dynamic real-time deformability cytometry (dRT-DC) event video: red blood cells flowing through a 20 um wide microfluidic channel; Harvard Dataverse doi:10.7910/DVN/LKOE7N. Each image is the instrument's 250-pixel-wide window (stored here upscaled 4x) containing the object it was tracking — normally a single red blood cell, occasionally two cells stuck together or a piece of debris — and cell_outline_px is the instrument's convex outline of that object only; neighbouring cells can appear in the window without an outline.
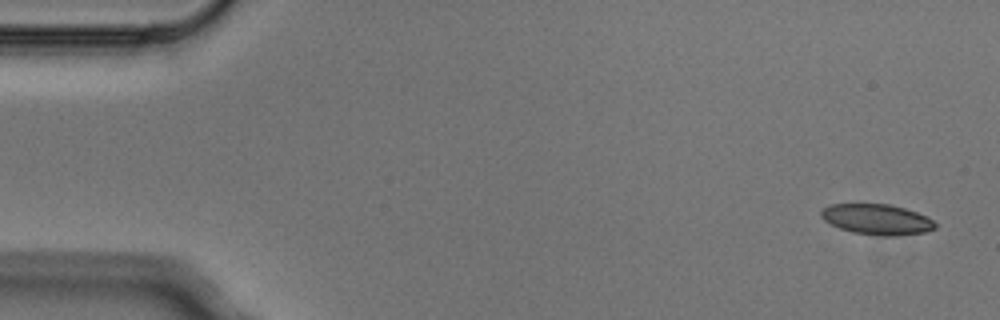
{"species": "Egyptian fruit bat (a non-hibernating species)", "species_latin": "Rousettus aegyptiacus", "temperature_condition": "cold", "stored_images_in_passage": 7, "camera_frame_rate_fps": 3000, "um_per_image_px": 0.085, "animal": {"sex": "male"}, "frame": {"image": 1, "passage_image": 1, "time_ms": 0.0, "image_size_px": [1000, 320], "cell_outline_px": [[936, 228], [924, 232], [896, 236], [880, 236], [852, 232], [840, 228], [824, 220], [820, 216], [820, 212], [824, 208], [832, 204], [892, 204], [928, 216], [936, 224]], "centroid_in_image_um": [74.55, 18.65], "position_along_channel_um": 10.4, "area_um2": 20.29}}
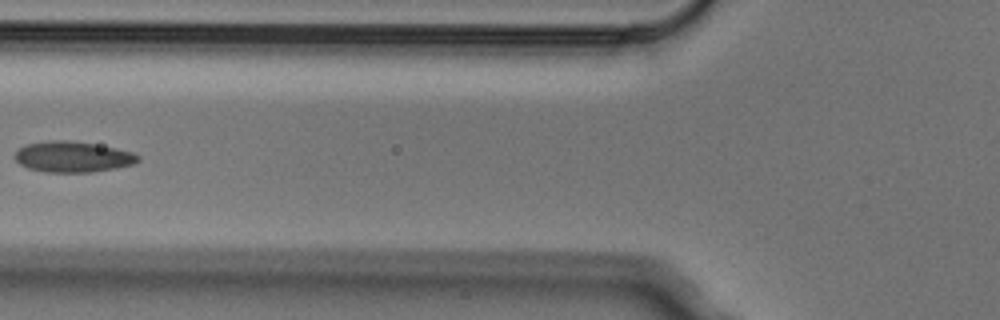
{"frame": {"image": 2, "passage_image": 6, "time_ms": 1.667, "image_size_px": [1000, 320], "cell_outline_px": [[140, 160], [132, 164], [116, 168], [92, 172], [44, 172], [28, 168], [20, 164], [12, 156], [20, 148], [28, 144], [48, 140], [68, 140], [116, 148], [132, 152], [140, 156]], "centroid_in_image_um": [6.17, 13.33], "position_along_channel_um": 119.6, "area_um2": 22.02}}
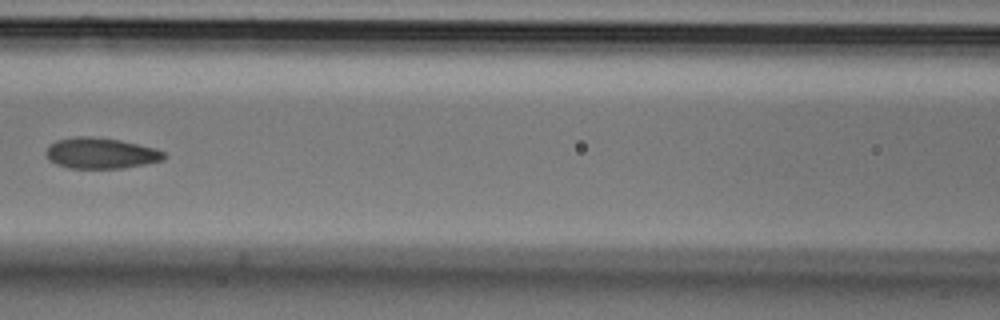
{"frame": {"image": 3, "passage_image": 7, "time_ms": 2.0, "image_size_px": [1000, 320], "cell_outline_px": [[168, 156], [164, 160], [124, 168], [68, 168], [56, 164], [48, 160], [44, 152], [48, 144], [56, 140], [76, 136], [92, 136], [120, 140], [156, 148], [164, 152]], "centroid_in_image_um": [8.54, 13.02], "position_along_channel_um": 158.1, "area_um2": 21.56}}